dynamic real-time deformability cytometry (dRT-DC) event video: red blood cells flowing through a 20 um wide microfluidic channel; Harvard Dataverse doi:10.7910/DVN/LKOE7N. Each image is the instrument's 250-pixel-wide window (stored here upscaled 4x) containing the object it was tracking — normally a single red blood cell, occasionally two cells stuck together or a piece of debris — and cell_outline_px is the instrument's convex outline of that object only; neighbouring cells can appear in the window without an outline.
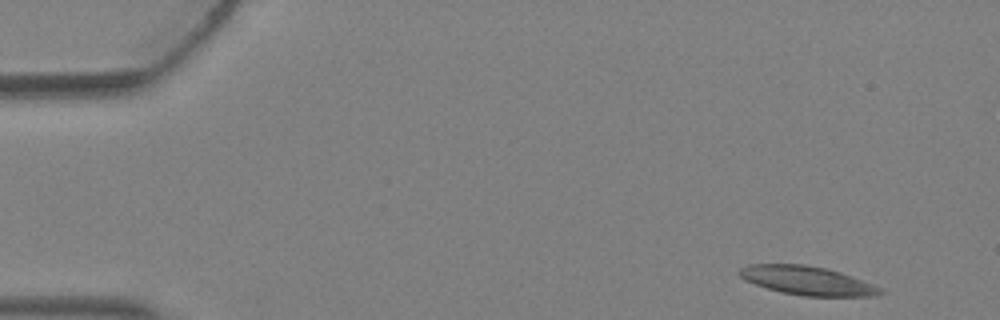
{"species": "Egyptian fruit bat (a non-hibernating species)", "species_latin": "Rousettus aegyptiacus", "temperature_condition": "warm", "stored_images_in_passage": 4, "camera_frame_rate_fps": 3000, "um_per_image_px": 0.085, "animal": {"sex": "female"}, "frame": {"image": 1, "passage_image": 1, "time_ms": 0.0, "image_size_px": [1000, 320], "cell_outline_px": [[884, 292], [872, 296], [804, 296], [784, 292], [768, 288], [744, 280], [736, 272], [740, 268], [748, 264], [804, 264], [824, 268], [840, 272], [852, 276], [872, 284], [880, 288]], "centroid_in_image_um": [68.57, 23.84], "position_along_channel_um": 16.4, "area_um2": 23.35}}
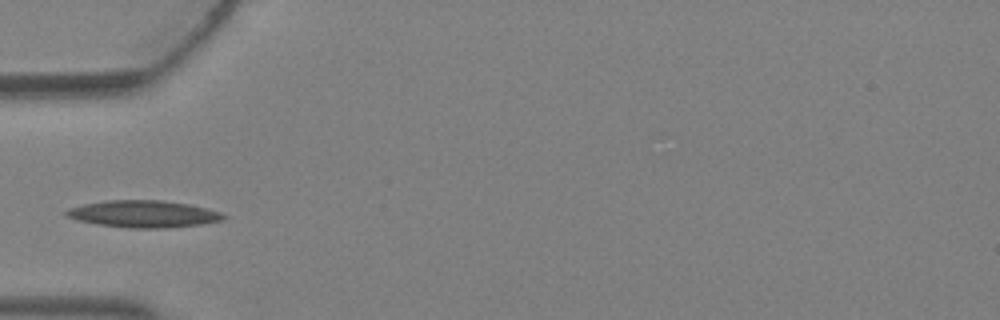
{"frame": {"image": 2, "passage_image": 4, "time_ms": 1.0, "image_size_px": [1000, 320], "cell_outline_px": [[228, 216], [224, 220], [200, 224], [168, 228], [132, 228], [96, 224], [76, 220], [68, 216], [64, 212], [68, 208], [84, 204], [104, 200], [164, 200], [188, 204], [208, 208], [220, 212]], "centroid_in_image_um": [12.21, 18.18], "position_along_channel_um": 72.8, "area_um2": 24.85}}